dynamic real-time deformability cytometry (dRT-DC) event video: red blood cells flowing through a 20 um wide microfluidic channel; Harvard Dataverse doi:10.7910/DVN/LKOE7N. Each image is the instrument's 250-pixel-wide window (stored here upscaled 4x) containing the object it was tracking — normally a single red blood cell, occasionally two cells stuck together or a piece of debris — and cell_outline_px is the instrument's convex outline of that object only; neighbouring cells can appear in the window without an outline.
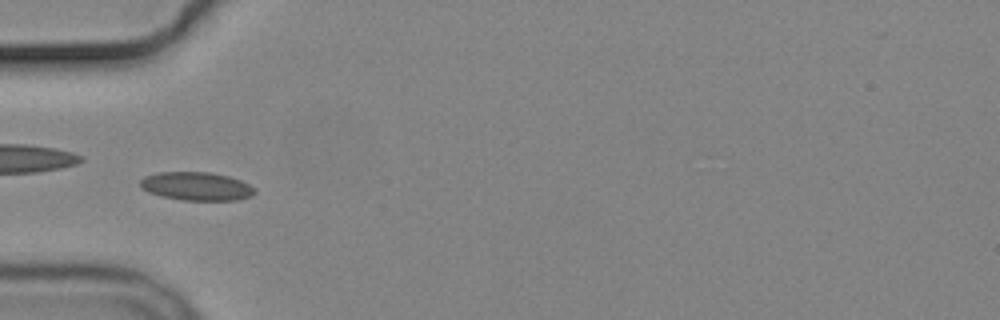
{"species": "common noctule bat (a hibernating species)", "species_latin": "Nyctalus noctula", "temperature_condition": "cold", "stored_images_in_passage": 14, "camera_frame_rate_fps": 3000, "um_per_image_px": 0.085, "animal": {"sex": "male", "body_mass_g": 19.2, "forearm_length_mm": 51.8}, "frame": {"image": 1, "passage_image": 4, "time_ms": 4.333, "image_size_px": [1000, 320], "cell_outline_px": [[256, 192], [252, 196], [236, 200], [184, 200], [160, 196], [148, 192], [140, 188], [140, 180], [144, 176], [160, 172], [212, 172], [228, 176], [240, 180], [248, 184]], "centroid_in_image_um": [16.67, 15.83], "position_along_channel_um": 68.3, "area_um2": 18.96}}
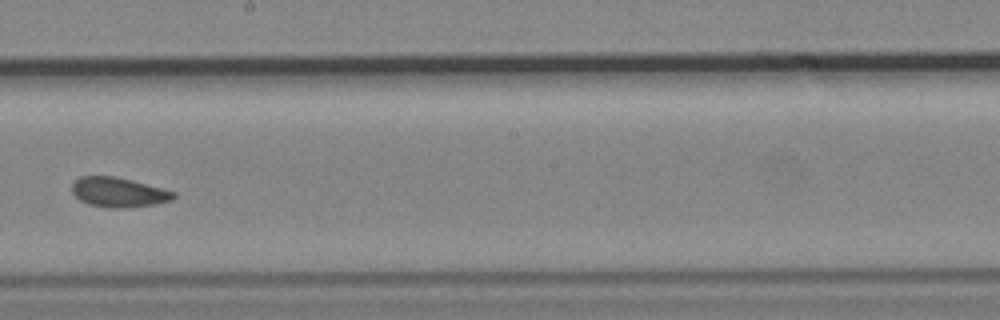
{"frame": {"image": 2, "passage_image": 8, "time_ms": 9.0, "image_size_px": [1000, 320], "cell_outline_px": [[176, 196], [172, 200], [156, 204], [124, 208], [108, 208], [88, 204], [80, 200], [72, 192], [72, 184], [80, 176], [116, 176], [132, 180], [176, 192]], "centroid_in_image_um": [10.08, 16.34], "position_along_channel_um": 238.1, "area_um2": 17.63}}
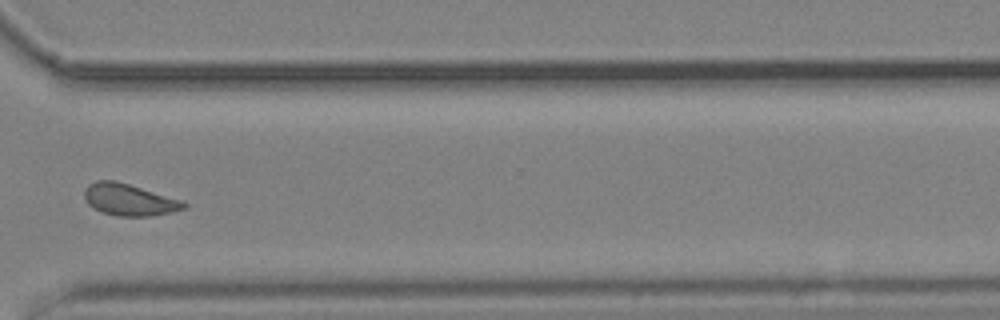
{"frame": {"image": 3, "passage_image": 11, "time_ms": 12.333, "image_size_px": [1000, 320], "cell_outline_px": [[188, 204], [184, 208], [172, 212], [152, 216], [116, 216], [100, 212], [92, 208], [84, 200], [84, 188], [88, 184], [96, 180], [116, 180], [184, 200]], "centroid_in_image_um": [10.96, 16.97], "position_along_channel_um": 359.6, "area_um2": 18.84}, "authors_computed_cell_mechanics": {"area_um2": 18.1492, "velocity_mm_per_s": 3.6538, "shape_relaxation_time_tau1_ms": 6.6641, "shape_relaxation_time_tau2_ms": 2.2634, "deformation_change_tau1": 0.0811, "deformation_change_tau2": 0.0269}}